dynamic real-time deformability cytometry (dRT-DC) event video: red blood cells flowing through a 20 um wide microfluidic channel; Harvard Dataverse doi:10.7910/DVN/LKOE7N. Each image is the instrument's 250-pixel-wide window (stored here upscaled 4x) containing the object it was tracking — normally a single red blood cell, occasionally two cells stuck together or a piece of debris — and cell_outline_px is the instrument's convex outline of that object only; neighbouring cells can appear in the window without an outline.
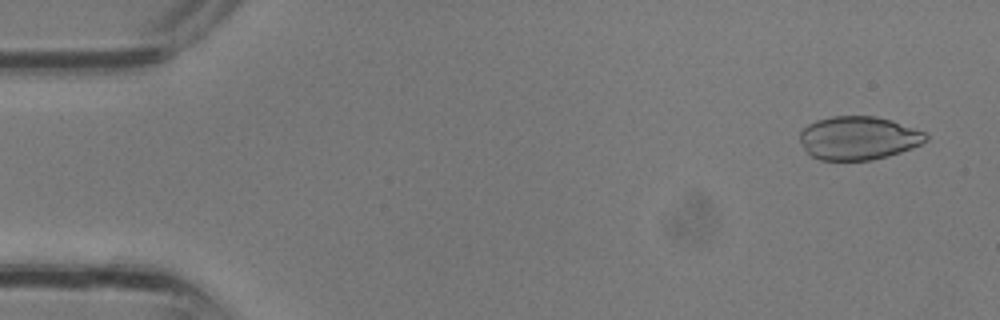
{"species": "common noctule bat (a hibernating species)", "species_latin": "Nyctalus noctula", "temperature_condition": "room temperature", "stored_images_in_passage": 33, "camera_frame_rate_fps": 3000, "um_per_image_px": 0.085, "animal": {"sex": "male", "body_mass_g": 13.3}, "frame": {"image": 1, "passage_image": 2, "time_ms": 0.333, "image_size_px": [1000, 320], "cell_outline_px": [[928, 140], [912, 148], [888, 156], [872, 160], [820, 160], [808, 156], [800, 140], [800, 132], [808, 124], [816, 120], [832, 116], [876, 116], [892, 120], [924, 132], [928, 136]], "centroid_in_image_um": [72.94, 11.74], "position_along_channel_um": 12.1, "area_um2": 32.02}}
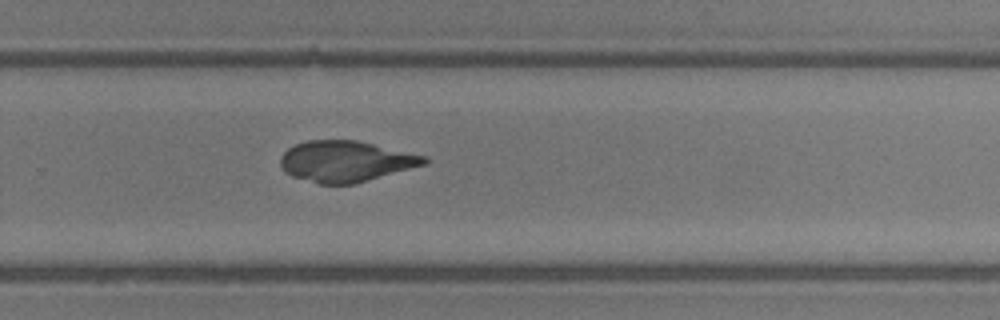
{"frame": {"image": 2, "passage_image": 22, "time_ms": 7.0, "image_size_px": [1000, 320], "cell_outline_px": [[428, 164], [356, 184], [320, 184], [292, 176], [284, 172], [280, 164], [280, 156], [288, 148], [296, 144], [308, 140], [356, 140], [428, 156]], "centroid_in_image_um": [29.42, 13.72], "position_along_channel_um": 300.4, "area_um2": 34.62}}
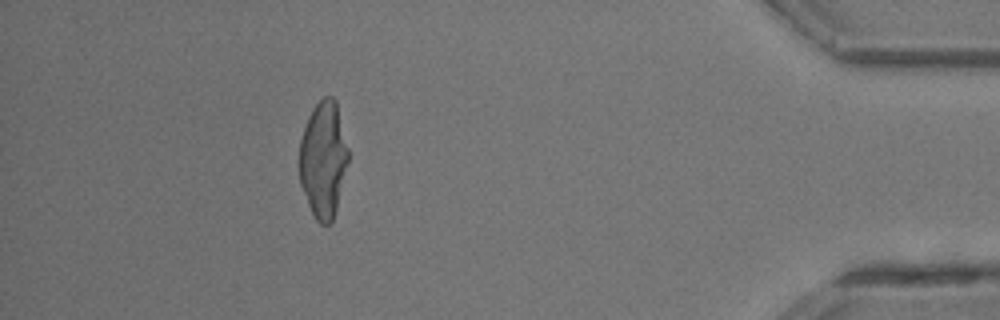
{"frame": {"image": 3, "passage_image": 30, "time_ms": 9.667, "image_size_px": [1000, 320], "cell_outline_px": [[348, 160], [336, 208], [332, 220], [328, 224], [320, 224], [316, 220], [308, 204], [300, 184], [300, 140], [308, 116], [312, 108], [324, 96], [332, 96], [336, 100], [348, 148]], "centroid_in_image_um": [27.48, 13.52], "position_along_channel_um": 407.7, "area_um2": 32.77}}